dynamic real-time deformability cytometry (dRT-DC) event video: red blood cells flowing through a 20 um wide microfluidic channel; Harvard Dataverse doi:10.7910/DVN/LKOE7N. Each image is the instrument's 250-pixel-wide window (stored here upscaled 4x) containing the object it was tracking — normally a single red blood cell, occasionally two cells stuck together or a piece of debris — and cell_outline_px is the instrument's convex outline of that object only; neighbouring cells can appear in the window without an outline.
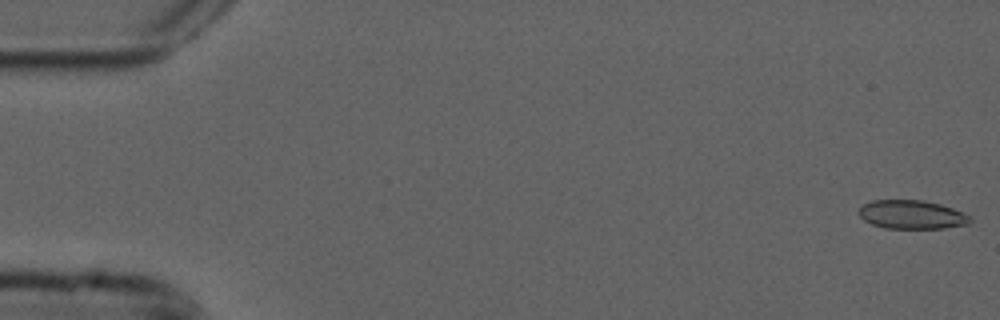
{"species": "common noctule bat (a hibernating species)", "species_latin": "Nyctalus noctula", "temperature_condition": "cold", "stored_images_in_passage": 54, "camera_frame_rate_fps": 3000, "um_per_image_px": 0.085, "animal": {"sex": "male", "forearm_length_mm": 52.5}, "frame": {"image": 1, "passage_image": 1, "time_ms": 0.0, "image_size_px": [1000, 320], "cell_outline_px": [[972, 220], [968, 224], [944, 228], [884, 228], [872, 224], [864, 220], [856, 212], [864, 204], [872, 200], [920, 200], [940, 204], [964, 212], [972, 216]], "centroid_in_image_um": [77.51, 18.24], "position_along_channel_um": 7.5, "area_um2": 18.67}}
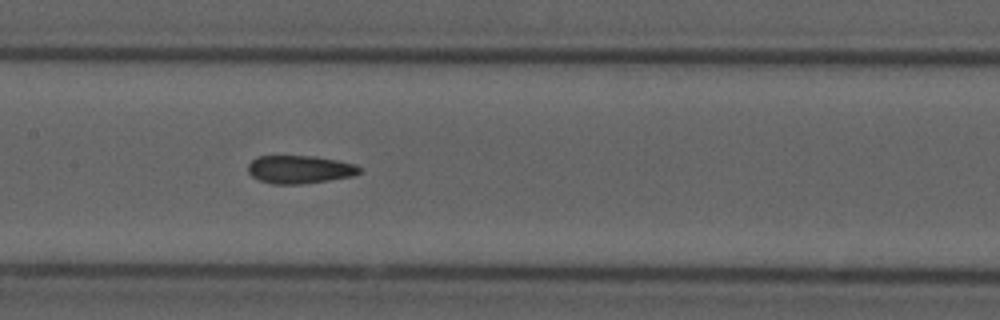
{"frame": {"image": 2, "passage_image": 26, "time_ms": 8.333, "image_size_px": [1000, 320], "cell_outline_px": [[364, 168], [360, 172], [352, 176], [328, 180], [300, 184], [272, 184], [260, 180], [252, 176], [248, 172], [248, 164], [256, 156], [316, 156], [356, 164]], "centroid_in_image_um": [25.48, 14.39], "position_along_channel_um": 181.9, "area_um2": 18.26}}
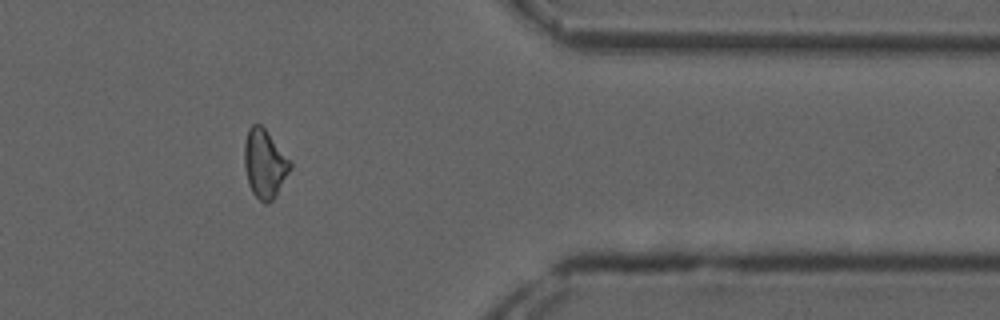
{"frame": {"image": 3, "passage_image": 44, "time_ms": 14.333, "image_size_px": [1000, 320], "cell_outline_px": [[292, 168], [276, 196], [268, 204], [264, 204], [252, 192], [248, 184], [244, 168], [244, 144], [248, 128], [252, 124], [260, 124], [264, 128], [292, 160]], "centroid_in_image_um": [22.51, 13.92], "position_along_channel_um": 388.9, "area_um2": 18.67}, "authors_computed_cell_mechanics": {"area_um2": 18.5249, "velocity_mm_per_s": 3.7968, "shape_relaxation_time_tau1_ms": null, "shape_relaxation_time_tau2_ms": 3.5061, "deformation_change_tau1": null, "deformation_change_tau2": 0.1079}}